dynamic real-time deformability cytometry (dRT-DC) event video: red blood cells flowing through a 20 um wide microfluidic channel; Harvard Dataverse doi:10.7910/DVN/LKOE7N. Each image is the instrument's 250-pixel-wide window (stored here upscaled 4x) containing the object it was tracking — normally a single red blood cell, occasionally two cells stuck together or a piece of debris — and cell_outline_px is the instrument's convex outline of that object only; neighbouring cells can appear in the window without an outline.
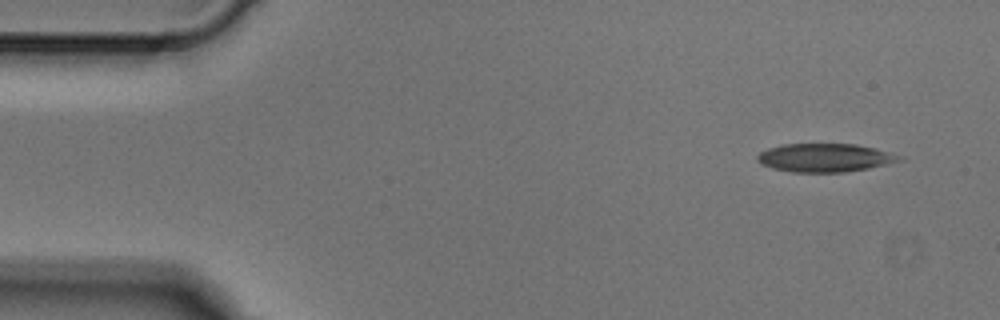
{"species": "Egyptian fruit bat (a non-hibernating species)", "species_latin": "Rousettus aegyptiacus", "temperature_condition": "cold", "stored_images_in_passage": 3, "camera_frame_rate_fps": 3000, "um_per_image_px": 0.085, "animal": {"sex": "male"}, "frame": {"image": 1, "passage_image": 1, "time_ms": 0.0, "image_size_px": [1000, 320], "cell_outline_px": [[904, 160], [868, 168], [844, 172], [792, 172], [772, 168], [756, 160], [756, 156], [760, 152], [768, 148], [784, 144], [856, 144], [904, 156]], "centroid_in_image_um": [70.11, 13.4], "position_along_channel_um": 14.9, "area_um2": 23.35}}